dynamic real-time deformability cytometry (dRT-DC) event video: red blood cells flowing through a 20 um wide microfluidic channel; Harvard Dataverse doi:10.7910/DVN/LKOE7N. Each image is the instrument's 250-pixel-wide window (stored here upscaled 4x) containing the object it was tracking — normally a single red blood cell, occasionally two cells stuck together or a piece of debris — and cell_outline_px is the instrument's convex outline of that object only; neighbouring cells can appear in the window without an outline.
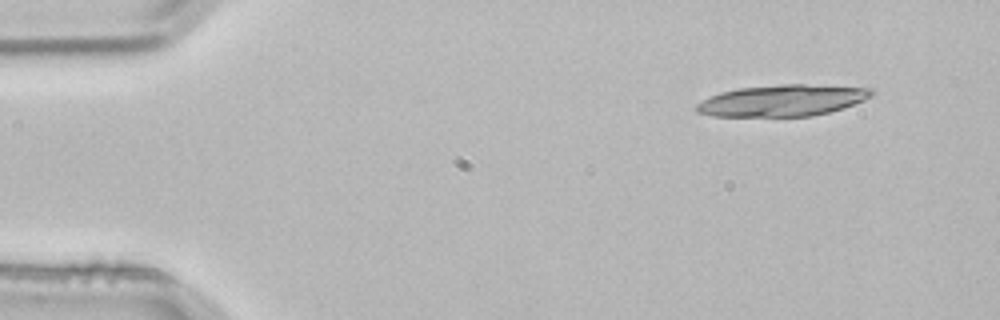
{"species": "common noctule bat (a hibernating species)", "species_latin": "Nyctalus noctula", "temperature_condition": "room temperature", "stored_images_in_passage": 3, "camera_frame_rate_fps": 3000, "um_per_image_px": 0.085, "animal": {"sex": "male", "body_mass_g": 21.5, "forearm_length_mm": 52.0}, "frame": {"image": 1, "passage_image": 1, "time_ms": 0.0, "image_size_px": [1000, 320], "cell_outline_px": [[872, 96], [864, 100], [828, 112], [812, 116], [712, 116], [696, 112], [696, 104], [720, 92], [736, 88], [784, 84], [804, 84], [872, 88]], "centroid_in_image_um": [66.47, 8.54], "position_along_channel_um": 18.5, "area_um2": 31.79}}